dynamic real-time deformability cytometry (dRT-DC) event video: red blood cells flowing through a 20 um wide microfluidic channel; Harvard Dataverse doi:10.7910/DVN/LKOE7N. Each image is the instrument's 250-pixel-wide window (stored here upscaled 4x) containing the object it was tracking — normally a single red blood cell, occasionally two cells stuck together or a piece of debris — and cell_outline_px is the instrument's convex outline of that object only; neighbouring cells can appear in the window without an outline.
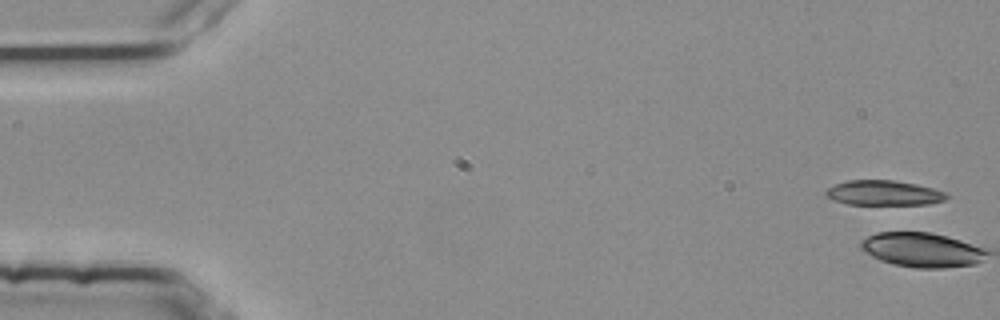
{"species": "common noctule bat (a hibernating species)", "species_latin": "Nyctalus noctula", "temperature_condition": "room temperature", "stored_images_in_passage": 5, "camera_frame_rate_fps": 3000, "um_per_image_px": 0.085, "animal": {"sex": "female", "body_mass_g": 25.1}, "frame": {"image": 1, "passage_image": 1, "time_ms": 0.0, "image_size_px": [1000, 320], "cell_outline_px": [[952, 196], [944, 200], [928, 204], [848, 204], [832, 200], [824, 196], [824, 192], [828, 188], [836, 184], [848, 180], [892, 180], [916, 184], [932, 188], [944, 192]], "centroid_in_image_um": [75.1, 16.4], "position_along_channel_um": 9.9, "area_um2": 17.51}}
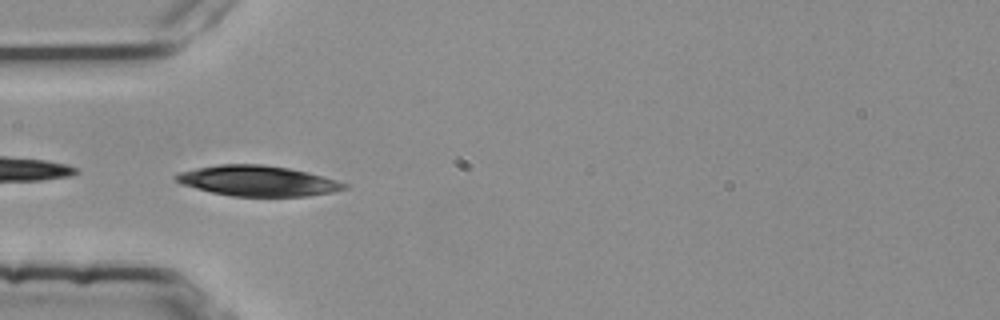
{"frame": {"image": 2, "passage_image": 4, "time_ms": 1.0, "image_size_px": [1000, 320], "cell_outline_px": [[348, 188], [332, 192], [308, 196], [232, 196], [212, 192], [180, 184], [172, 176], [180, 172], [196, 168], [220, 164], [264, 164], [288, 168], [308, 172], [336, 180], [348, 184]], "centroid_in_image_um": [21.9, 15.37], "position_along_channel_um": 63.1, "area_um2": 29.77}}